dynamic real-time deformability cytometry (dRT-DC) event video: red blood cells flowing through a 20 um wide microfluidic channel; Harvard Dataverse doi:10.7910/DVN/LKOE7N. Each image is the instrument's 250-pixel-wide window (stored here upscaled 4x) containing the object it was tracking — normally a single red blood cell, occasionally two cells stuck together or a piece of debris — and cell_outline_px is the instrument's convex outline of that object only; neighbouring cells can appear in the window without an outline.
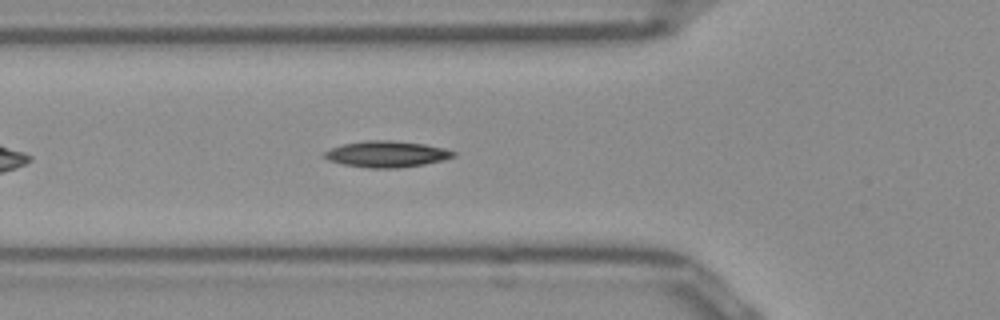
{"species": "Egyptian fruit bat (a non-hibernating species)", "species_latin": "Rousettus aegyptiacus", "temperature_condition": "room temperature", "stored_images_in_passage": 37, "camera_frame_rate_fps": 3000, "um_per_image_px": 0.085, "frame": {"image": 1, "passage_image": 7, "time_ms": 2.0, "image_size_px": [1000, 320], "cell_outline_px": [[456, 156], [444, 160], [424, 164], [396, 168], [368, 168], [344, 164], [328, 160], [324, 156], [324, 152], [332, 148], [344, 144], [364, 140], [392, 140], [424, 144], [444, 148], [456, 152]], "centroid_in_image_um": [32.89, 13.09], "position_along_channel_um": 92.9, "area_um2": 19.65}}
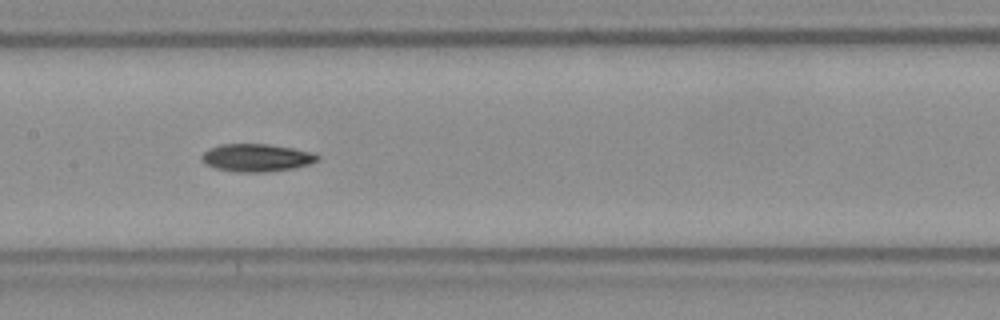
{"frame": {"image": 2, "passage_image": 14, "time_ms": 4.333, "image_size_px": [1000, 320], "cell_outline_px": [[320, 160], [308, 164], [292, 168], [264, 172], [240, 172], [216, 168], [204, 164], [200, 160], [200, 156], [208, 148], [220, 144], [268, 144], [292, 148], [312, 152], [320, 156]], "centroid_in_image_um": [21.77, 13.4], "position_along_channel_um": 185.6, "area_um2": 18.73}}
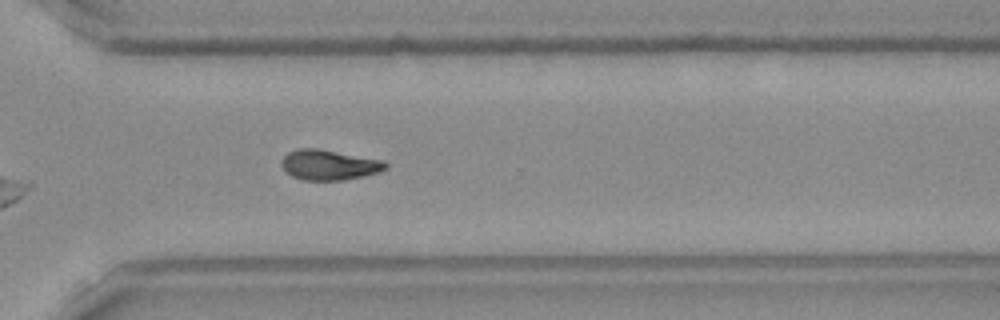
{"frame": {"image": 3, "passage_image": 26, "time_ms": 8.333, "image_size_px": [1000, 320], "cell_outline_px": [[388, 168], [380, 172], [364, 176], [344, 180], [304, 180], [292, 176], [280, 164], [284, 156], [288, 152], [296, 148], [316, 148], [384, 160], [388, 164]], "centroid_in_image_um": [28.0, 14.01], "position_along_channel_um": 342.6, "area_um2": 18.38}, "authors_computed_cell_mechanics": {"area_um2": 18.4382, "velocity_mm_per_s": 3.9332, "shape_relaxation_time_tau1_ms": 8.054, "shape_relaxation_time_tau2_ms": null, "deformation_change_tau1": 0.1893, "deformation_change_tau2": null}}